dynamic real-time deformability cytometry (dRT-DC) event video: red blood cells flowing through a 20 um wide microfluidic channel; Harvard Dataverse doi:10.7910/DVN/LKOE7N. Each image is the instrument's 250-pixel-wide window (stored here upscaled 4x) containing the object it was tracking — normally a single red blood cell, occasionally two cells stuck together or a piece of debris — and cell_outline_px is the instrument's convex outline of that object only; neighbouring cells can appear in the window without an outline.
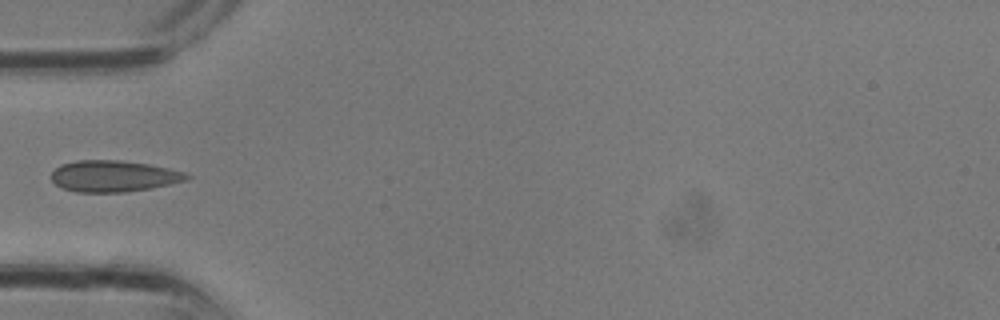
{"species": "common noctule bat (a hibernating species)", "species_latin": "Nyctalus noctula", "temperature_condition": "room temperature", "stored_images_in_passage": 2, "camera_frame_rate_fps": 3000, "um_per_image_px": 0.085, "animal": {"sex": "male", "body_mass_g": 13.3}, "frame": {"image": 1, "passage_image": 1, "time_ms": 0.0, "image_size_px": [1000, 320], "cell_outline_px": [[192, 176], [188, 180], [148, 188], [124, 192], [76, 192], [64, 188], [56, 184], [52, 180], [52, 172], [60, 164], [76, 160], [120, 160], [148, 164], [168, 168], [184, 172]], "centroid_in_image_um": [9.65, 14.96], "position_along_channel_um": 75.4, "area_um2": 24.57}}